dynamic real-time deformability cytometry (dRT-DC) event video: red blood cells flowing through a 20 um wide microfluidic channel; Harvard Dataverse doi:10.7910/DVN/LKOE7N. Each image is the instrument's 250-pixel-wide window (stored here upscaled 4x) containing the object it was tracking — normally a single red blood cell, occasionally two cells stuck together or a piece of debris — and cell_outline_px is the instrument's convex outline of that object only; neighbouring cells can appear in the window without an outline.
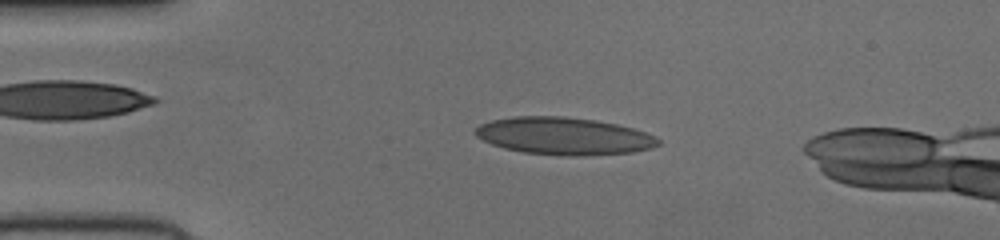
{"species": "human", "species_latin": "Homo sapiens", "temperature_condition": "cold", "stored_images_in_passage": 48, "camera_frame_rate_fps": 3000, "um_per_image_px": 0.085, "donor": {"sex": "female"}, "frame": {"image": 1, "passage_image": 10, "time_ms": 3.0, "image_size_px": [1000, 240], "cell_outline_px": [[660, 144], [652, 148], [632, 152], [584, 156], [564, 156], [524, 152], [504, 148], [492, 144], [476, 136], [472, 132], [480, 124], [492, 120], [516, 116], [564, 116], [596, 120], [616, 124], [632, 128], [656, 136], [660, 140]], "centroid_in_image_um": [47.93, 11.56], "position_along_channel_um": 37.1, "area_um2": 39.94}}
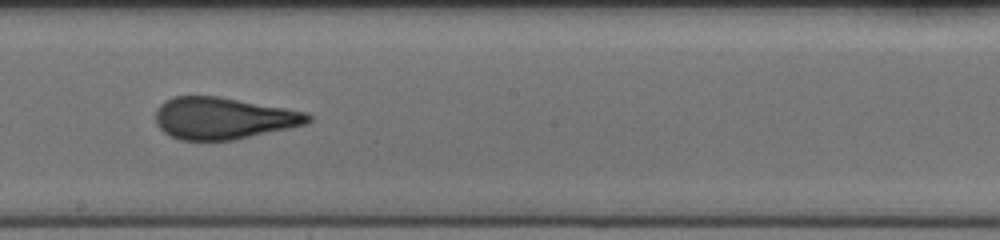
{"frame": {"image": 2, "passage_image": 27, "time_ms": 8.667, "image_size_px": [1000, 240], "cell_outline_px": [[312, 120], [308, 124], [236, 140], [180, 140], [164, 132], [156, 124], [156, 108], [164, 100], [172, 96], [220, 96], [308, 112], [312, 116]], "centroid_in_image_um": [19.01, 10.04], "position_along_channel_um": 229.2, "area_um2": 37.57}}
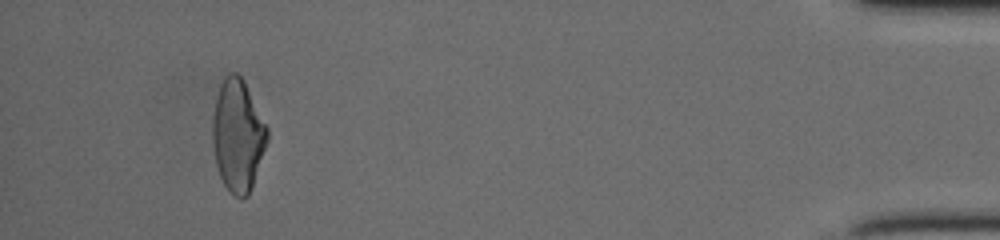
{"frame": {"image": 3, "passage_image": 46, "time_ms": 15.0, "image_size_px": [1000, 240], "cell_outline_px": [[268, 140], [252, 188], [248, 196], [240, 200], [232, 196], [228, 192], [220, 176], [216, 164], [212, 144], [212, 116], [216, 96], [220, 84], [224, 76], [228, 72], [236, 72], [244, 80], [268, 128]], "centroid_in_image_um": [20.2, 11.53], "position_along_channel_um": 415.0, "area_um2": 36.3}}